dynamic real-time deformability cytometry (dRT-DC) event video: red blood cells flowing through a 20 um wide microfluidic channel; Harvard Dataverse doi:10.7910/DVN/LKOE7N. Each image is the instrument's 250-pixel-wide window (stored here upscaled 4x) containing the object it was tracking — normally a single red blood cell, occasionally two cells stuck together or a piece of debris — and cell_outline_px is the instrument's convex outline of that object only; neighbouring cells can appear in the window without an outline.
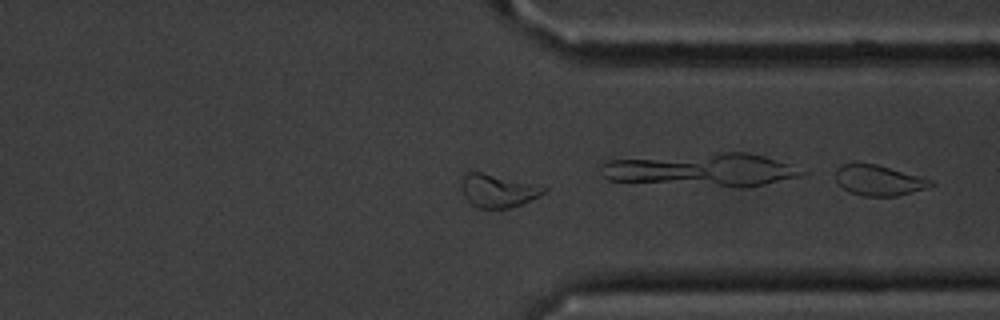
{"species": "common noctule bat (a hibernating species)", "species_latin": "Nyctalus noctula", "temperature_condition": "cold", "stored_images_in_passage": 46, "camera_frame_rate_fps": 3000, "um_per_image_px": 0.085, "animal": {"sex": "male", "body_mass_g": 20.1, "forearm_length_mm": 53.5}, "frame": {"image": 1, "passage_image": 40, "time_ms": 13.0, "image_size_px": [1000, 320], "cell_outline_px": [[548, 188], [540, 196], [520, 204], [508, 208], [476, 208], [464, 196], [464, 172], [480, 172]], "centroid_in_image_um": [42.32, 16.23], "position_along_channel_um": 369.1, "area_um2": 15.14}, "authors_computed_cell_mechanics": {"area_um2": 15.1436, "velocity_mm_per_s": 3.557, "shape_relaxation_time_tau1_ms": 3.165, "shape_relaxation_time_tau2_ms": null, "deformation_change_tau1": 0.1216, "deformation_change_tau2": null}}